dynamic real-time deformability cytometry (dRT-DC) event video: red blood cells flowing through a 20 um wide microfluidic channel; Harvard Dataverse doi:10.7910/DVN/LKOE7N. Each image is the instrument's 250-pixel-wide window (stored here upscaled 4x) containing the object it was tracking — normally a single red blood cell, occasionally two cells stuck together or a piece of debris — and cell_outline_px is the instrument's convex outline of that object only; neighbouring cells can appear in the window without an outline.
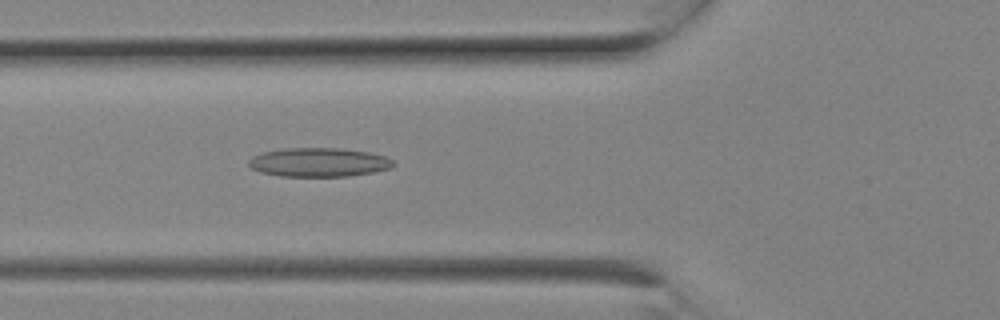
{"species": "Egyptian fruit bat (a non-hibernating species)", "species_latin": "Rousettus aegyptiacus", "temperature_condition": "room temperature", "stored_images_in_passage": 7, "camera_frame_rate_fps": 3000, "um_per_image_px": 0.085, "animal": {"sex": "female"}, "frame": {"image": 1, "passage_image": 7, "time_ms": 2.0, "image_size_px": [1000, 320], "cell_outline_px": [[396, 164], [392, 168], [372, 172], [348, 176], [280, 176], [260, 172], [252, 168], [248, 164], [248, 160], [252, 156], [264, 152], [284, 148], [340, 148], [368, 152], [384, 156], [392, 160]], "centroid_in_image_um": [27.09, 13.79], "position_along_channel_um": 98.7, "area_um2": 24.33}}